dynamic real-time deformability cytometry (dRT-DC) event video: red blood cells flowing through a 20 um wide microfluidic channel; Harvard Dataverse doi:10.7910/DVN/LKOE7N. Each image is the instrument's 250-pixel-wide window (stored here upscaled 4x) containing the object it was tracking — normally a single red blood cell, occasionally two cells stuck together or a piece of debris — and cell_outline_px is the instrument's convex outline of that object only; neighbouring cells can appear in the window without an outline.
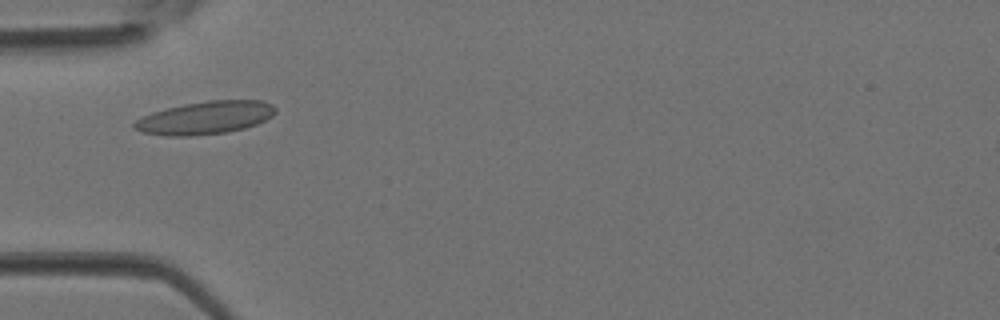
{"species": "Egyptian fruit bat (a non-hibernating species)", "species_latin": "Rousettus aegyptiacus", "temperature_condition": "room temperature", "stored_images_in_passage": 3, "camera_frame_rate_fps": 3000, "um_per_image_px": 0.085, "animal": {"sex": "female"}, "frame": {"image": 1, "passage_image": 2, "time_ms": 0.333, "image_size_px": [1000, 320], "cell_outline_px": [[276, 112], [272, 116], [256, 124], [244, 128], [224, 132], [192, 136], [164, 136], [144, 132], [132, 128], [132, 124], [140, 116], [152, 112], [184, 104], [208, 100], [264, 100], [272, 104], [276, 108]], "centroid_in_image_um": [17.43, 10.0], "position_along_channel_um": 67.6, "area_um2": 27.11}}
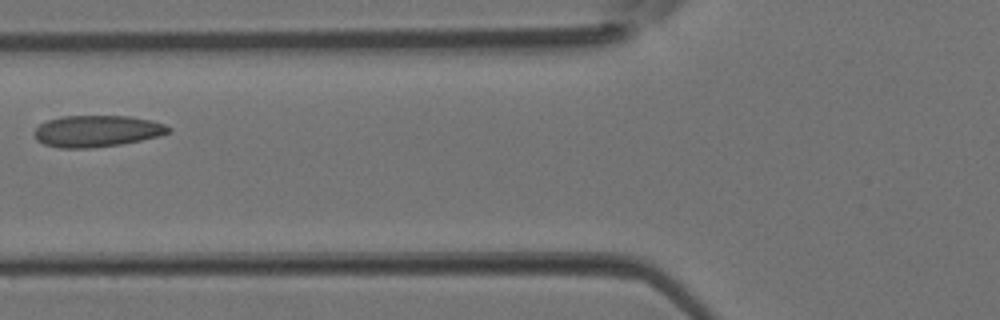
{"frame": {"image": 2, "passage_image": 3, "time_ms": 0.667, "image_size_px": [1000, 320], "cell_outline_px": [[172, 128], [168, 132], [160, 136], [120, 144], [88, 148], [60, 148], [44, 144], [36, 140], [32, 132], [40, 124], [48, 120], [60, 116], [128, 116], [152, 120], [164, 124]], "centroid_in_image_um": [8.21, 11.14], "position_along_channel_um": 117.6, "area_um2": 24.68}}